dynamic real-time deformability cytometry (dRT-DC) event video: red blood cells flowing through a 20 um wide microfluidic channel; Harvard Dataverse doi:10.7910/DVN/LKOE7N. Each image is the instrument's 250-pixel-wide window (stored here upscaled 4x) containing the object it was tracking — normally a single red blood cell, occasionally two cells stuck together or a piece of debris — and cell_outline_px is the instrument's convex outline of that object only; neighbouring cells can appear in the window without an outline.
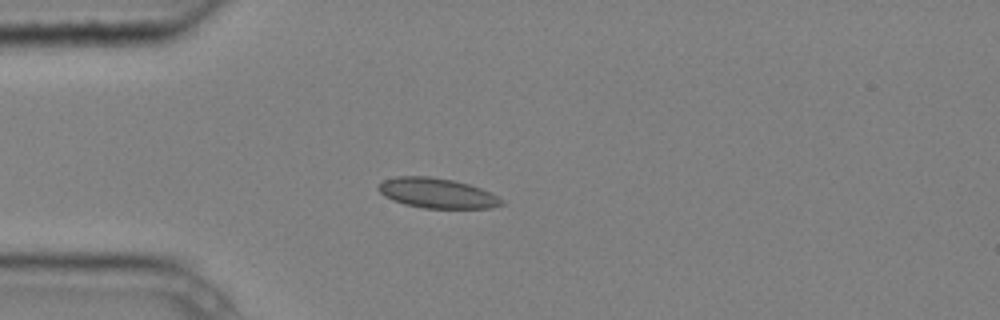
{"species": "common noctule bat (a hibernating species)", "species_latin": "Nyctalus noctula", "temperature_condition": "cold", "stored_images_in_passage": 7, "camera_frame_rate_fps": 3000, "um_per_image_px": 0.085, "animal": {"sex": "male", "body_mass_g": 20.4}, "frame": {"image": 1, "passage_image": 4, "time_ms": 1.0, "image_size_px": [1000, 320], "cell_outline_px": [[504, 204], [492, 208], [424, 208], [404, 204], [392, 200], [384, 196], [376, 188], [384, 180], [396, 176], [428, 176], [452, 180], [468, 184], [492, 192], [504, 200]], "centroid_in_image_um": [37.16, 16.42], "position_along_channel_um": 47.8, "area_um2": 21.62}}
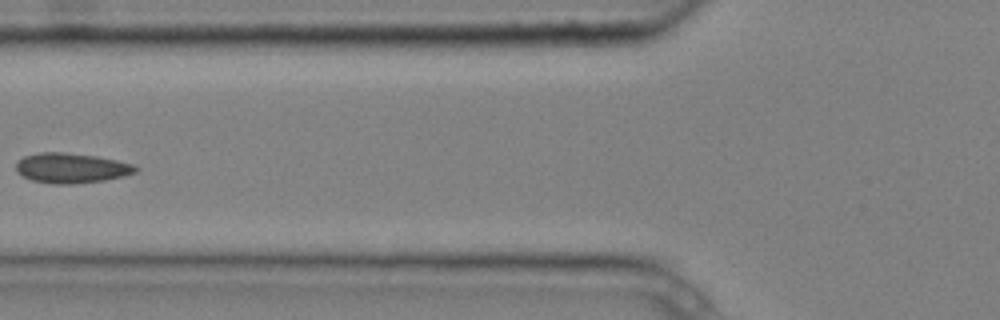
{"frame": {"image": 2, "passage_image": 6, "time_ms": 1.667, "image_size_px": [1000, 320], "cell_outline_px": [[140, 168], [136, 172], [124, 176], [104, 180], [72, 184], [56, 184], [32, 180], [16, 172], [16, 164], [24, 156], [40, 152], [64, 152], [96, 156], [116, 160], [132, 164]], "centroid_in_image_um": [6.08, 14.28], "position_along_channel_um": 119.7, "area_um2": 20.81}}
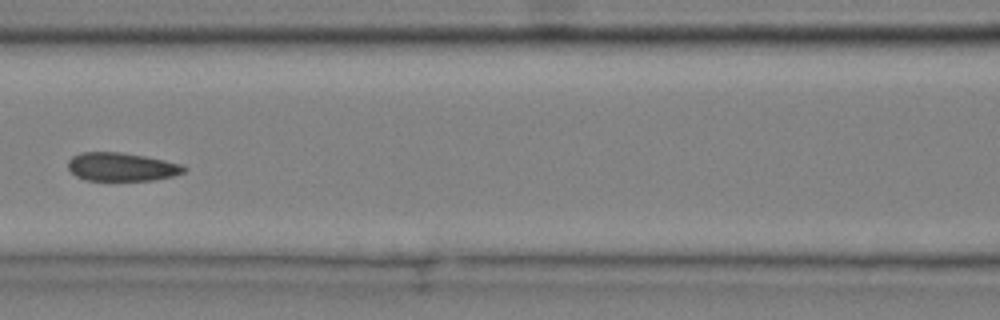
{"frame": {"image": 3, "passage_image": 7, "time_ms": 2.0, "image_size_px": [1000, 320], "cell_outline_px": [[188, 168], [184, 172], [172, 176], [152, 180], [84, 180], [76, 176], [68, 168], [68, 160], [72, 156], [80, 152], [120, 152], [144, 156], [184, 164]], "centroid_in_image_um": [10.34, 14.18], "position_along_channel_um": 156.3, "area_um2": 19.25}}